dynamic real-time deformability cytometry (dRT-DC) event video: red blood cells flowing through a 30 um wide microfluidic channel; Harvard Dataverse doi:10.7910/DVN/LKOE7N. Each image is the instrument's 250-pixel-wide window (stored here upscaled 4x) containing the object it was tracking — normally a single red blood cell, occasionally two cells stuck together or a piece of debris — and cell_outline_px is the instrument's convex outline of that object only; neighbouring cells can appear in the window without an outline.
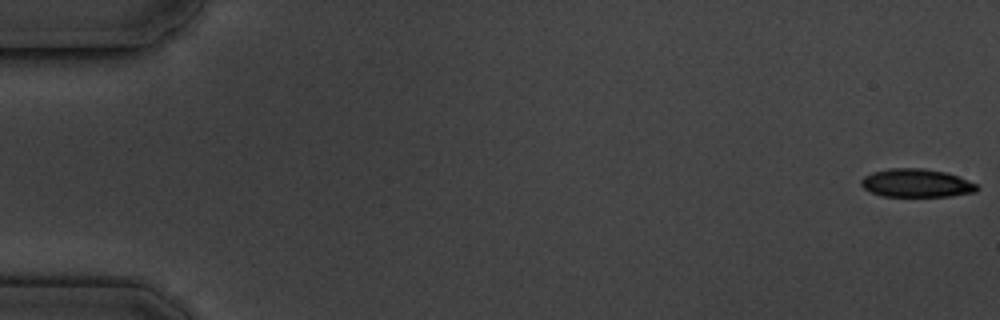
{"species": "common noctule bat (a hibernating species)", "species_latin": "Nyctalus noctula", "temperature_condition": "cold", "stored_images_in_passage": 6, "camera_frame_rate_fps": 3000, "um_per_image_px": 0.085, "animal": {"sex": "male", "body_mass_g": 19.5, "forearm_length_mm": 54.6}, "frame": {"image": 1, "passage_image": 1, "time_ms": 0.0, "image_size_px": [1000, 320], "cell_outline_px": [[980, 188], [976, 192], [952, 196], [884, 196], [872, 192], [864, 188], [860, 184], [860, 180], [864, 176], [872, 172], [888, 168], [924, 168], [944, 172], [960, 176], [976, 184]], "centroid_in_image_um": [77.91, 15.55], "position_along_channel_um": 7.1, "area_um2": 19.19}}
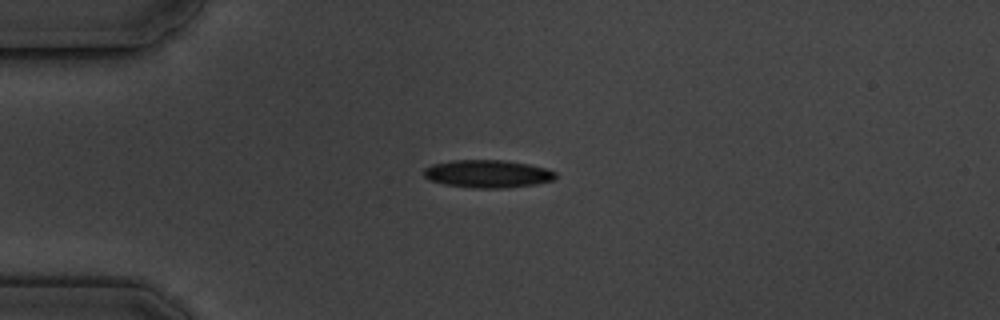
{"frame": {"image": 2, "passage_image": 5, "time_ms": 4.667, "image_size_px": [1000, 320], "cell_outline_px": [[556, 176], [552, 180], [536, 184], [504, 188], [476, 188], [444, 184], [428, 180], [424, 176], [424, 168], [432, 164], [452, 160], [504, 160], [528, 164], [544, 168], [556, 172]], "centroid_in_image_um": [41.42, 14.77], "position_along_channel_um": 43.6, "area_um2": 21.27}}